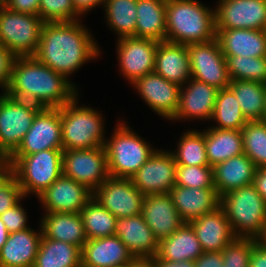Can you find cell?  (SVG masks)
Listing matches in <instances>:
<instances>
[{
  "instance_id": "obj_24",
  "label": "cell",
  "mask_w": 266,
  "mask_h": 267,
  "mask_svg": "<svg viewBox=\"0 0 266 267\" xmlns=\"http://www.w3.org/2000/svg\"><path fill=\"white\" fill-rule=\"evenodd\" d=\"M216 40L224 56L266 57L265 30H216Z\"/></svg>"
},
{
  "instance_id": "obj_2",
  "label": "cell",
  "mask_w": 266,
  "mask_h": 267,
  "mask_svg": "<svg viewBox=\"0 0 266 267\" xmlns=\"http://www.w3.org/2000/svg\"><path fill=\"white\" fill-rule=\"evenodd\" d=\"M88 31L76 21L44 22L34 57L67 78L99 54Z\"/></svg>"
},
{
  "instance_id": "obj_58",
  "label": "cell",
  "mask_w": 266,
  "mask_h": 267,
  "mask_svg": "<svg viewBox=\"0 0 266 267\" xmlns=\"http://www.w3.org/2000/svg\"><path fill=\"white\" fill-rule=\"evenodd\" d=\"M262 122L266 123V96H265V109H264V114L262 116Z\"/></svg>"
},
{
  "instance_id": "obj_26",
  "label": "cell",
  "mask_w": 266,
  "mask_h": 267,
  "mask_svg": "<svg viewBox=\"0 0 266 267\" xmlns=\"http://www.w3.org/2000/svg\"><path fill=\"white\" fill-rule=\"evenodd\" d=\"M186 91L180 89L179 108L172 119L205 118L211 119L219 89L195 79H190Z\"/></svg>"
},
{
  "instance_id": "obj_19",
  "label": "cell",
  "mask_w": 266,
  "mask_h": 267,
  "mask_svg": "<svg viewBox=\"0 0 266 267\" xmlns=\"http://www.w3.org/2000/svg\"><path fill=\"white\" fill-rule=\"evenodd\" d=\"M134 259L116 235L87 240L81 250V267L128 266Z\"/></svg>"
},
{
  "instance_id": "obj_15",
  "label": "cell",
  "mask_w": 266,
  "mask_h": 267,
  "mask_svg": "<svg viewBox=\"0 0 266 267\" xmlns=\"http://www.w3.org/2000/svg\"><path fill=\"white\" fill-rule=\"evenodd\" d=\"M215 21L216 30H265L266 0H221Z\"/></svg>"
},
{
  "instance_id": "obj_32",
  "label": "cell",
  "mask_w": 266,
  "mask_h": 267,
  "mask_svg": "<svg viewBox=\"0 0 266 267\" xmlns=\"http://www.w3.org/2000/svg\"><path fill=\"white\" fill-rule=\"evenodd\" d=\"M205 146L211 167L244 153L241 130L209 128L205 132Z\"/></svg>"
},
{
  "instance_id": "obj_22",
  "label": "cell",
  "mask_w": 266,
  "mask_h": 267,
  "mask_svg": "<svg viewBox=\"0 0 266 267\" xmlns=\"http://www.w3.org/2000/svg\"><path fill=\"white\" fill-rule=\"evenodd\" d=\"M169 194L180 218L187 223L220 206V196L215 188H189L175 185Z\"/></svg>"
},
{
  "instance_id": "obj_33",
  "label": "cell",
  "mask_w": 266,
  "mask_h": 267,
  "mask_svg": "<svg viewBox=\"0 0 266 267\" xmlns=\"http://www.w3.org/2000/svg\"><path fill=\"white\" fill-rule=\"evenodd\" d=\"M33 267H81V249L42 235Z\"/></svg>"
},
{
  "instance_id": "obj_7",
  "label": "cell",
  "mask_w": 266,
  "mask_h": 267,
  "mask_svg": "<svg viewBox=\"0 0 266 267\" xmlns=\"http://www.w3.org/2000/svg\"><path fill=\"white\" fill-rule=\"evenodd\" d=\"M116 127L110 142H105L107 168L110 177L131 178L155 152L132 133L126 125Z\"/></svg>"
},
{
  "instance_id": "obj_51",
  "label": "cell",
  "mask_w": 266,
  "mask_h": 267,
  "mask_svg": "<svg viewBox=\"0 0 266 267\" xmlns=\"http://www.w3.org/2000/svg\"><path fill=\"white\" fill-rule=\"evenodd\" d=\"M74 9L82 14L84 11H89L98 4L105 3V0H72Z\"/></svg>"
},
{
  "instance_id": "obj_6",
  "label": "cell",
  "mask_w": 266,
  "mask_h": 267,
  "mask_svg": "<svg viewBox=\"0 0 266 267\" xmlns=\"http://www.w3.org/2000/svg\"><path fill=\"white\" fill-rule=\"evenodd\" d=\"M63 150L98 148L105 145L102 119L90 107H77L76 97L60 108Z\"/></svg>"
},
{
  "instance_id": "obj_53",
  "label": "cell",
  "mask_w": 266,
  "mask_h": 267,
  "mask_svg": "<svg viewBox=\"0 0 266 267\" xmlns=\"http://www.w3.org/2000/svg\"><path fill=\"white\" fill-rule=\"evenodd\" d=\"M11 173V164L7 158L0 157V183Z\"/></svg>"
},
{
  "instance_id": "obj_45",
  "label": "cell",
  "mask_w": 266,
  "mask_h": 267,
  "mask_svg": "<svg viewBox=\"0 0 266 267\" xmlns=\"http://www.w3.org/2000/svg\"><path fill=\"white\" fill-rule=\"evenodd\" d=\"M0 218L9 234L28 229L26 226V214L19 202L1 214Z\"/></svg>"
},
{
  "instance_id": "obj_38",
  "label": "cell",
  "mask_w": 266,
  "mask_h": 267,
  "mask_svg": "<svg viewBox=\"0 0 266 267\" xmlns=\"http://www.w3.org/2000/svg\"><path fill=\"white\" fill-rule=\"evenodd\" d=\"M180 140L177 153H172L177 165L209 166L205 146V132H186Z\"/></svg>"
},
{
  "instance_id": "obj_27",
  "label": "cell",
  "mask_w": 266,
  "mask_h": 267,
  "mask_svg": "<svg viewBox=\"0 0 266 267\" xmlns=\"http://www.w3.org/2000/svg\"><path fill=\"white\" fill-rule=\"evenodd\" d=\"M40 232L28 228L9 234L0 250V267H33L43 235Z\"/></svg>"
},
{
  "instance_id": "obj_30",
  "label": "cell",
  "mask_w": 266,
  "mask_h": 267,
  "mask_svg": "<svg viewBox=\"0 0 266 267\" xmlns=\"http://www.w3.org/2000/svg\"><path fill=\"white\" fill-rule=\"evenodd\" d=\"M42 234L46 238L63 241L81 250L88 240L80 213H51L42 219Z\"/></svg>"
},
{
  "instance_id": "obj_59",
  "label": "cell",
  "mask_w": 266,
  "mask_h": 267,
  "mask_svg": "<svg viewBox=\"0 0 266 267\" xmlns=\"http://www.w3.org/2000/svg\"><path fill=\"white\" fill-rule=\"evenodd\" d=\"M126 267H134V260L132 261V263Z\"/></svg>"
},
{
  "instance_id": "obj_39",
  "label": "cell",
  "mask_w": 266,
  "mask_h": 267,
  "mask_svg": "<svg viewBox=\"0 0 266 267\" xmlns=\"http://www.w3.org/2000/svg\"><path fill=\"white\" fill-rule=\"evenodd\" d=\"M243 151L256 168H266V123L248 121L241 130Z\"/></svg>"
},
{
  "instance_id": "obj_1",
  "label": "cell",
  "mask_w": 266,
  "mask_h": 267,
  "mask_svg": "<svg viewBox=\"0 0 266 267\" xmlns=\"http://www.w3.org/2000/svg\"><path fill=\"white\" fill-rule=\"evenodd\" d=\"M34 56L16 57L4 94L42 108H61L76 97L75 87Z\"/></svg>"
},
{
  "instance_id": "obj_9",
  "label": "cell",
  "mask_w": 266,
  "mask_h": 267,
  "mask_svg": "<svg viewBox=\"0 0 266 267\" xmlns=\"http://www.w3.org/2000/svg\"><path fill=\"white\" fill-rule=\"evenodd\" d=\"M41 109L32 102L0 96V157L8 158L18 148Z\"/></svg>"
},
{
  "instance_id": "obj_17",
  "label": "cell",
  "mask_w": 266,
  "mask_h": 267,
  "mask_svg": "<svg viewBox=\"0 0 266 267\" xmlns=\"http://www.w3.org/2000/svg\"><path fill=\"white\" fill-rule=\"evenodd\" d=\"M92 197L86 186L62 174L38 198L47 212L80 213Z\"/></svg>"
},
{
  "instance_id": "obj_4",
  "label": "cell",
  "mask_w": 266,
  "mask_h": 267,
  "mask_svg": "<svg viewBox=\"0 0 266 267\" xmlns=\"http://www.w3.org/2000/svg\"><path fill=\"white\" fill-rule=\"evenodd\" d=\"M220 206L236 237L256 238L261 233L266 223V201L253 184L224 194Z\"/></svg>"
},
{
  "instance_id": "obj_5",
  "label": "cell",
  "mask_w": 266,
  "mask_h": 267,
  "mask_svg": "<svg viewBox=\"0 0 266 267\" xmlns=\"http://www.w3.org/2000/svg\"><path fill=\"white\" fill-rule=\"evenodd\" d=\"M62 154L63 149H49L7 158L23 196L30 192L39 196L62 175Z\"/></svg>"
},
{
  "instance_id": "obj_36",
  "label": "cell",
  "mask_w": 266,
  "mask_h": 267,
  "mask_svg": "<svg viewBox=\"0 0 266 267\" xmlns=\"http://www.w3.org/2000/svg\"><path fill=\"white\" fill-rule=\"evenodd\" d=\"M211 119L219 122V126L213 128L229 130H242L248 122L234 92L229 87L219 89Z\"/></svg>"
},
{
  "instance_id": "obj_46",
  "label": "cell",
  "mask_w": 266,
  "mask_h": 267,
  "mask_svg": "<svg viewBox=\"0 0 266 267\" xmlns=\"http://www.w3.org/2000/svg\"><path fill=\"white\" fill-rule=\"evenodd\" d=\"M16 56L6 47L0 46V86L8 88L11 78L12 66Z\"/></svg>"
},
{
  "instance_id": "obj_14",
  "label": "cell",
  "mask_w": 266,
  "mask_h": 267,
  "mask_svg": "<svg viewBox=\"0 0 266 267\" xmlns=\"http://www.w3.org/2000/svg\"><path fill=\"white\" fill-rule=\"evenodd\" d=\"M176 168L172 153L155 150L130 179L144 195L167 194L175 186Z\"/></svg>"
},
{
  "instance_id": "obj_57",
  "label": "cell",
  "mask_w": 266,
  "mask_h": 267,
  "mask_svg": "<svg viewBox=\"0 0 266 267\" xmlns=\"http://www.w3.org/2000/svg\"><path fill=\"white\" fill-rule=\"evenodd\" d=\"M9 0H0V9L7 8Z\"/></svg>"
},
{
  "instance_id": "obj_41",
  "label": "cell",
  "mask_w": 266,
  "mask_h": 267,
  "mask_svg": "<svg viewBox=\"0 0 266 267\" xmlns=\"http://www.w3.org/2000/svg\"><path fill=\"white\" fill-rule=\"evenodd\" d=\"M175 185L189 188H215L213 167L177 165Z\"/></svg>"
},
{
  "instance_id": "obj_47",
  "label": "cell",
  "mask_w": 266,
  "mask_h": 267,
  "mask_svg": "<svg viewBox=\"0 0 266 267\" xmlns=\"http://www.w3.org/2000/svg\"><path fill=\"white\" fill-rule=\"evenodd\" d=\"M40 0H9L7 8L18 12L39 16Z\"/></svg>"
},
{
  "instance_id": "obj_34",
  "label": "cell",
  "mask_w": 266,
  "mask_h": 267,
  "mask_svg": "<svg viewBox=\"0 0 266 267\" xmlns=\"http://www.w3.org/2000/svg\"><path fill=\"white\" fill-rule=\"evenodd\" d=\"M229 88L234 92L245 118L248 121H262L266 84L256 81L231 80Z\"/></svg>"
},
{
  "instance_id": "obj_31",
  "label": "cell",
  "mask_w": 266,
  "mask_h": 267,
  "mask_svg": "<svg viewBox=\"0 0 266 267\" xmlns=\"http://www.w3.org/2000/svg\"><path fill=\"white\" fill-rule=\"evenodd\" d=\"M166 5L167 0H137L135 37L165 41Z\"/></svg>"
},
{
  "instance_id": "obj_55",
  "label": "cell",
  "mask_w": 266,
  "mask_h": 267,
  "mask_svg": "<svg viewBox=\"0 0 266 267\" xmlns=\"http://www.w3.org/2000/svg\"><path fill=\"white\" fill-rule=\"evenodd\" d=\"M8 235L9 233L6 229V226L4 225L3 221L0 218V250L2 246L6 243Z\"/></svg>"
},
{
  "instance_id": "obj_42",
  "label": "cell",
  "mask_w": 266,
  "mask_h": 267,
  "mask_svg": "<svg viewBox=\"0 0 266 267\" xmlns=\"http://www.w3.org/2000/svg\"><path fill=\"white\" fill-rule=\"evenodd\" d=\"M39 16L43 22H70L76 21L79 13L72 0H40Z\"/></svg>"
},
{
  "instance_id": "obj_13",
  "label": "cell",
  "mask_w": 266,
  "mask_h": 267,
  "mask_svg": "<svg viewBox=\"0 0 266 267\" xmlns=\"http://www.w3.org/2000/svg\"><path fill=\"white\" fill-rule=\"evenodd\" d=\"M49 149H63L60 108H42L11 155H29Z\"/></svg>"
},
{
  "instance_id": "obj_37",
  "label": "cell",
  "mask_w": 266,
  "mask_h": 267,
  "mask_svg": "<svg viewBox=\"0 0 266 267\" xmlns=\"http://www.w3.org/2000/svg\"><path fill=\"white\" fill-rule=\"evenodd\" d=\"M106 16L120 38L135 37L137 0H105Z\"/></svg>"
},
{
  "instance_id": "obj_28",
  "label": "cell",
  "mask_w": 266,
  "mask_h": 267,
  "mask_svg": "<svg viewBox=\"0 0 266 267\" xmlns=\"http://www.w3.org/2000/svg\"><path fill=\"white\" fill-rule=\"evenodd\" d=\"M256 167L244 153L231 157L213 167L214 186L218 195L237 190L253 183Z\"/></svg>"
},
{
  "instance_id": "obj_12",
  "label": "cell",
  "mask_w": 266,
  "mask_h": 267,
  "mask_svg": "<svg viewBox=\"0 0 266 267\" xmlns=\"http://www.w3.org/2000/svg\"><path fill=\"white\" fill-rule=\"evenodd\" d=\"M93 198L116 218L141 214L144 194L130 178L108 177L94 192Z\"/></svg>"
},
{
  "instance_id": "obj_44",
  "label": "cell",
  "mask_w": 266,
  "mask_h": 267,
  "mask_svg": "<svg viewBox=\"0 0 266 267\" xmlns=\"http://www.w3.org/2000/svg\"><path fill=\"white\" fill-rule=\"evenodd\" d=\"M23 197L17 178L10 173L0 183V215L16 205Z\"/></svg>"
},
{
  "instance_id": "obj_16",
  "label": "cell",
  "mask_w": 266,
  "mask_h": 267,
  "mask_svg": "<svg viewBox=\"0 0 266 267\" xmlns=\"http://www.w3.org/2000/svg\"><path fill=\"white\" fill-rule=\"evenodd\" d=\"M118 57L124 76L132 83L154 72L158 41L138 37H123L118 40Z\"/></svg>"
},
{
  "instance_id": "obj_54",
  "label": "cell",
  "mask_w": 266,
  "mask_h": 267,
  "mask_svg": "<svg viewBox=\"0 0 266 267\" xmlns=\"http://www.w3.org/2000/svg\"><path fill=\"white\" fill-rule=\"evenodd\" d=\"M134 267H158L152 257H141L134 259Z\"/></svg>"
},
{
  "instance_id": "obj_48",
  "label": "cell",
  "mask_w": 266,
  "mask_h": 267,
  "mask_svg": "<svg viewBox=\"0 0 266 267\" xmlns=\"http://www.w3.org/2000/svg\"><path fill=\"white\" fill-rule=\"evenodd\" d=\"M194 267H223V254L221 252H203L195 261Z\"/></svg>"
},
{
  "instance_id": "obj_35",
  "label": "cell",
  "mask_w": 266,
  "mask_h": 267,
  "mask_svg": "<svg viewBox=\"0 0 266 267\" xmlns=\"http://www.w3.org/2000/svg\"><path fill=\"white\" fill-rule=\"evenodd\" d=\"M88 240L115 235L116 218L93 197L80 211Z\"/></svg>"
},
{
  "instance_id": "obj_10",
  "label": "cell",
  "mask_w": 266,
  "mask_h": 267,
  "mask_svg": "<svg viewBox=\"0 0 266 267\" xmlns=\"http://www.w3.org/2000/svg\"><path fill=\"white\" fill-rule=\"evenodd\" d=\"M62 174L94 192L109 177L105 147L63 150Z\"/></svg>"
},
{
  "instance_id": "obj_25",
  "label": "cell",
  "mask_w": 266,
  "mask_h": 267,
  "mask_svg": "<svg viewBox=\"0 0 266 267\" xmlns=\"http://www.w3.org/2000/svg\"><path fill=\"white\" fill-rule=\"evenodd\" d=\"M154 71L182 87L191 76L187 45L161 41L158 43Z\"/></svg>"
},
{
  "instance_id": "obj_18",
  "label": "cell",
  "mask_w": 266,
  "mask_h": 267,
  "mask_svg": "<svg viewBox=\"0 0 266 267\" xmlns=\"http://www.w3.org/2000/svg\"><path fill=\"white\" fill-rule=\"evenodd\" d=\"M132 84L158 114L168 119L175 116L179 108L181 86L167 81L155 71L137 78Z\"/></svg>"
},
{
  "instance_id": "obj_43",
  "label": "cell",
  "mask_w": 266,
  "mask_h": 267,
  "mask_svg": "<svg viewBox=\"0 0 266 267\" xmlns=\"http://www.w3.org/2000/svg\"><path fill=\"white\" fill-rule=\"evenodd\" d=\"M255 238L236 237L223 250V267H249Z\"/></svg>"
},
{
  "instance_id": "obj_21",
  "label": "cell",
  "mask_w": 266,
  "mask_h": 267,
  "mask_svg": "<svg viewBox=\"0 0 266 267\" xmlns=\"http://www.w3.org/2000/svg\"><path fill=\"white\" fill-rule=\"evenodd\" d=\"M188 223L192 226L203 252H221L236 238L221 206Z\"/></svg>"
},
{
  "instance_id": "obj_50",
  "label": "cell",
  "mask_w": 266,
  "mask_h": 267,
  "mask_svg": "<svg viewBox=\"0 0 266 267\" xmlns=\"http://www.w3.org/2000/svg\"><path fill=\"white\" fill-rule=\"evenodd\" d=\"M252 184L266 201V168H256Z\"/></svg>"
},
{
  "instance_id": "obj_52",
  "label": "cell",
  "mask_w": 266,
  "mask_h": 267,
  "mask_svg": "<svg viewBox=\"0 0 266 267\" xmlns=\"http://www.w3.org/2000/svg\"><path fill=\"white\" fill-rule=\"evenodd\" d=\"M158 267H194V261L182 260V261H168V260H157L152 257Z\"/></svg>"
},
{
  "instance_id": "obj_3",
  "label": "cell",
  "mask_w": 266,
  "mask_h": 267,
  "mask_svg": "<svg viewBox=\"0 0 266 267\" xmlns=\"http://www.w3.org/2000/svg\"><path fill=\"white\" fill-rule=\"evenodd\" d=\"M214 39L215 11L195 0H167L165 41L189 45Z\"/></svg>"
},
{
  "instance_id": "obj_20",
  "label": "cell",
  "mask_w": 266,
  "mask_h": 267,
  "mask_svg": "<svg viewBox=\"0 0 266 267\" xmlns=\"http://www.w3.org/2000/svg\"><path fill=\"white\" fill-rule=\"evenodd\" d=\"M141 215L158 240L170 236L184 224L169 193L144 195Z\"/></svg>"
},
{
  "instance_id": "obj_56",
  "label": "cell",
  "mask_w": 266,
  "mask_h": 267,
  "mask_svg": "<svg viewBox=\"0 0 266 267\" xmlns=\"http://www.w3.org/2000/svg\"><path fill=\"white\" fill-rule=\"evenodd\" d=\"M255 239L258 244L266 248V223L264 224L261 233Z\"/></svg>"
},
{
  "instance_id": "obj_29",
  "label": "cell",
  "mask_w": 266,
  "mask_h": 267,
  "mask_svg": "<svg viewBox=\"0 0 266 267\" xmlns=\"http://www.w3.org/2000/svg\"><path fill=\"white\" fill-rule=\"evenodd\" d=\"M202 253L203 250L192 226L184 222L170 236L159 240L155 258L168 261H195Z\"/></svg>"
},
{
  "instance_id": "obj_8",
  "label": "cell",
  "mask_w": 266,
  "mask_h": 267,
  "mask_svg": "<svg viewBox=\"0 0 266 267\" xmlns=\"http://www.w3.org/2000/svg\"><path fill=\"white\" fill-rule=\"evenodd\" d=\"M44 22L40 16L0 9V42L16 57L34 56Z\"/></svg>"
},
{
  "instance_id": "obj_40",
  "label": "cell",
  "mask_w": 266,
  "mask_h": 267,
  "mask_svg": "<svg viewBox=\"0 0 266 267\" xmlns=\"http://www.w3.org/2000/svg\"><path fill=\"white\" fill-rule=\"evenodd\" d=\"M230 80L266 84V57L225 56Z\"/></svg>"
},
{
  "instance_id": "obj_23",
  "label": "cell",
  "mask_w": 266,
  "mask_h": 267,
  "mask_svg": "<svg viewBox=\"0 0 266 267\" xmlns=\"http://www.w3.org/2000/svg\"><path fill=\"white\" fill-rule=\"evenodd\" d=\"M115 235L127 246L135 258L155 257L159 240L145 223L142 215L118 218Z\"/></svg>"
},
{
  "instance_id": "obj_11",
  "label": "cell",
  "mask_w": 266,
  "mask_h": 267,
  "mask_svg": "<svg viewBox=\"0 0 266 267\" xmlns=\"http://www.w3.org/2000/svg\"><path fill=\"white\" fill-rule=\"evenodd\" d=\"M189 52L191 77L215 86L218 89L228 88L230 77L226 58L216 39L187 45Z\"/></svg>"
},
{
  "instance_id": "obj_49",
  "label": "cell",
  "mask_w": 266,
  "mask_h": 267,
  "mask_svg": "<svg viewBox=\"0 0 266 267\" xmlns=\"http://www.w3.org/2000/svg\"><path fill=\"white\" fill-rule=\"evenodd\" d=\"M249 267H266V248L254 241Z\"/></svg>"
}]
</instances>
